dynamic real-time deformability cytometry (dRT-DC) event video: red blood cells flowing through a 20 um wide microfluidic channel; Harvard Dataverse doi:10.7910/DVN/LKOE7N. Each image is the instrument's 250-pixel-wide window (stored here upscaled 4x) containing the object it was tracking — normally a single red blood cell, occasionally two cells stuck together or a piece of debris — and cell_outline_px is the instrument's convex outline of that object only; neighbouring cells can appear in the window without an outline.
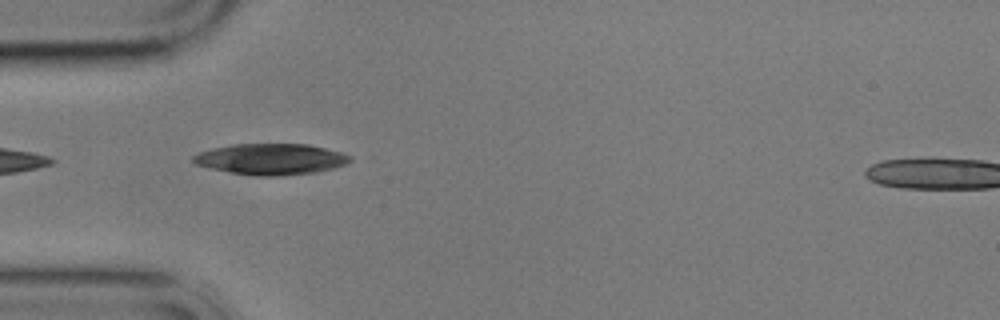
{"species": "common noctule bat (a hibernating species)", "species_latin": "Nyctalus noctula", "temperature_condition": "cold", "stored_images_in_passage": 7, "camera_frame_rate_fps": 3000, "um_per_image_px": 0.085, "animal": {"sex": "male", "body_mass_g": 17.9}, "frame": {"image": 1, "passage_image": 1, "time_ms": 0.0, "image_size_px": [1000, 320], "cell_outline_px": [[352, 160], [344, 164], [332, 168], [316, 172], [280, 176], [256, 176], [232, 172], [212, 168], [196, 164], [192, 160], [192, 156], [200, 152], [212, 148], [232, 144], [308, 144], [340, 152], [352, 156]], "centroid_in_image_um": [23.03, 13.52], "position_along_channel_um": 62.0, "area_um2": 28.15}}
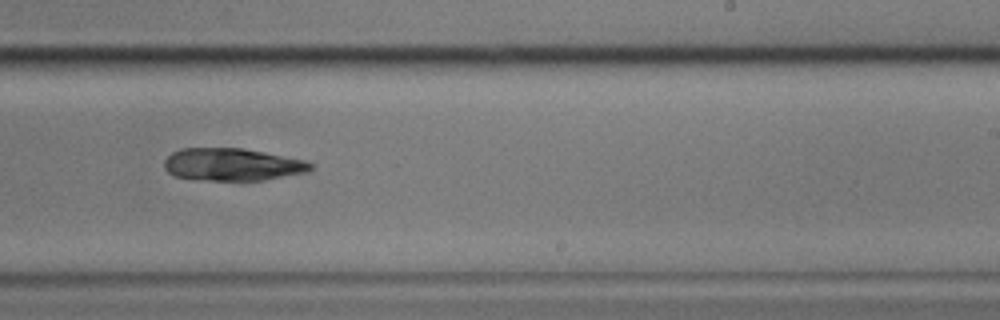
{"frame": {"image": 2, "passage_image": 6, "time_ms": 6.0, "image_size_px": [1000, 320], "cell_outline_px": [[312, 168], [308, 172], [264, 180], [212, 180], [172, 176], [164, 168], [164, 160], [172, 152], [180, 148], [244, 148], [304, 160], [312, 164]], "centroid_in_image_um": [19.72, 13.98], "position_along_channel_um": 269.3, "area_um2": 27.63}}
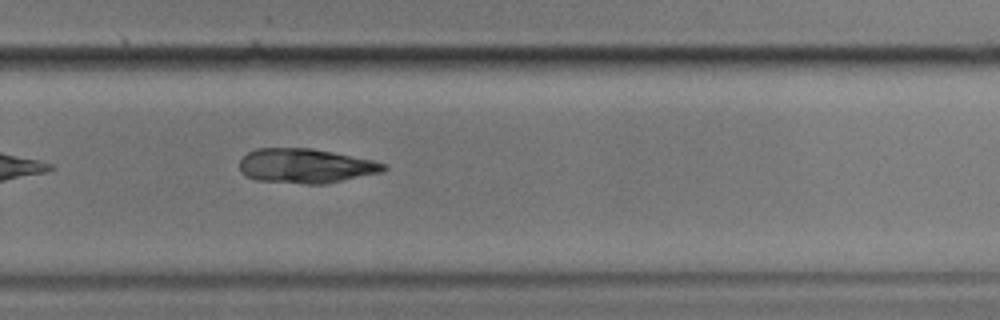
{"frame": {"image": 3, "passage_image": 7, "time_ms": 7.0, "image_size_px": [1000, 320], "cell_outline_px": [[388, 168], [380, 172], [324, 184], [304, 184], [256, 180], [244, 176], [240, 172], [240, 160], [248, 152], [256, 148], [312, 148], [372, 160], [388, 164]], "centroid_in_image_um": [25.94, 14.1], "position_along_channel_um": 303.9, "area_um2": 28.96}}